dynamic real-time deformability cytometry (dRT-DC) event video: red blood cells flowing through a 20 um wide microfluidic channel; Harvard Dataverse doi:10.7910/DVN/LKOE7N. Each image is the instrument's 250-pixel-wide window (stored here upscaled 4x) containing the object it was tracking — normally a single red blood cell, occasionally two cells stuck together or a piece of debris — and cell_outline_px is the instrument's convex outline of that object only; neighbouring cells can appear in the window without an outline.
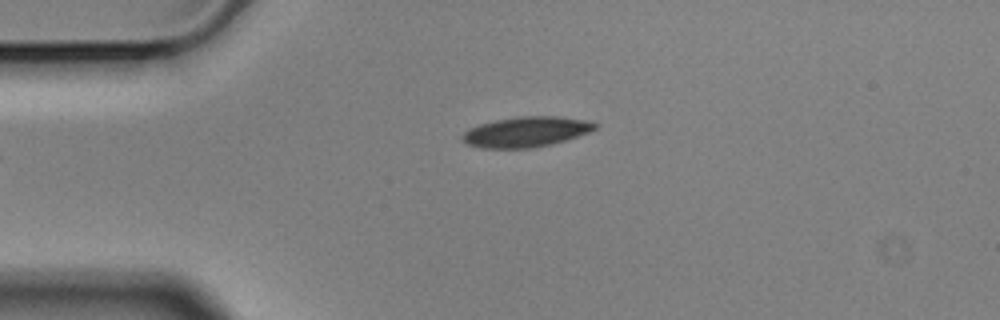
{"species": "Egyptian fruit bat (a non-hibernating species)", "species_latin": "Rousettus aegyptiacus", "temperature_condition": "cold", "stored_images_in_passage": 39, "camera_frame_rate_fps": 3000, "um_per_image_px": 0.085, "animal": {"sex": "male"}, "frame": {"image": 1, "passage_image": 1, "time_ms": 0.0, "image_size_px": [1000, 320], "cell_outline_px": [[600, 124], [596, 128], [588, 132], [552, 144], [532, 148], [480, 148], [468, 144], [460, 136], [464, 132], [480, 124], [496, 120], [524, 116], [556, 116], [584, 120]], "centroid_in_image_um": [44.72, 11.21], "position_along_channel_um": 40.3, "area_um2": 23.06}}
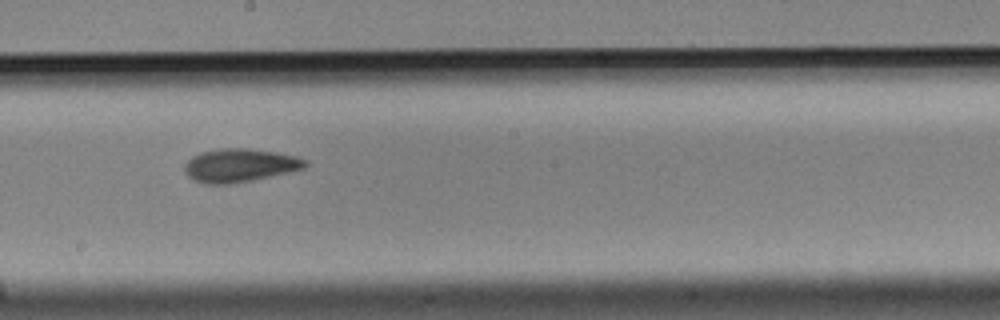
{"frame": {"image": 2, "passage_image": 19, "time_ms": 6.0, "image_size_px": [1000, 320], "cell_outline_px": [[308, 164], [304, 168], [288, 172], [252, 180], [228, 184], [208, 184], [192, 180], [188, 176], [184, 168], [184, 164], [192, 156], [200, 152], [220, 148], [244, 148], [276, 152], [296, 156], [308, 160]], "centroid_in_image_um": [20.36, 14.05], "position_along_channel_um": 227.8, "area_um2": 23.41}}
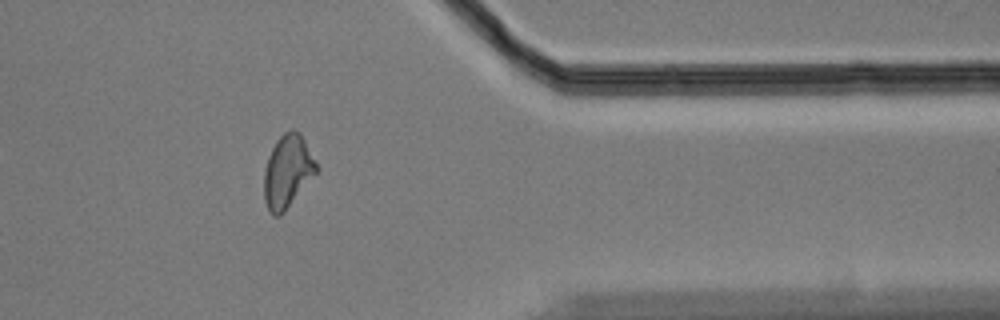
{"frame": {"image": 3, "passage_image": 34, "time_ms": 11.0, "image_size_px": [1000, 320], "cell_outline_px": [[316, 172], [284, 212], [280, 216], [276, 216], [268, 208], [264, 200], [264, 172], [268, 156], [276, 140], [284, 132], [292, 128], [300, 132], [316, 164]], "centroid_in_image_um": [24.41, 14.54], "position_along_channel_um": 387.0, "area_um2": 21.68}, "authors_computed_cell_mechanics": {"area_um2": 22.542, "velocity_mm_per_s": 3.5201, "shape_relaxation_time_tau1_ms": 5.0288, "shape_relaxation_time_tau2_ms": 3.0282, "deformation_change_tau1": 0.1318, "deformation_change_tau2": 0.0948}}